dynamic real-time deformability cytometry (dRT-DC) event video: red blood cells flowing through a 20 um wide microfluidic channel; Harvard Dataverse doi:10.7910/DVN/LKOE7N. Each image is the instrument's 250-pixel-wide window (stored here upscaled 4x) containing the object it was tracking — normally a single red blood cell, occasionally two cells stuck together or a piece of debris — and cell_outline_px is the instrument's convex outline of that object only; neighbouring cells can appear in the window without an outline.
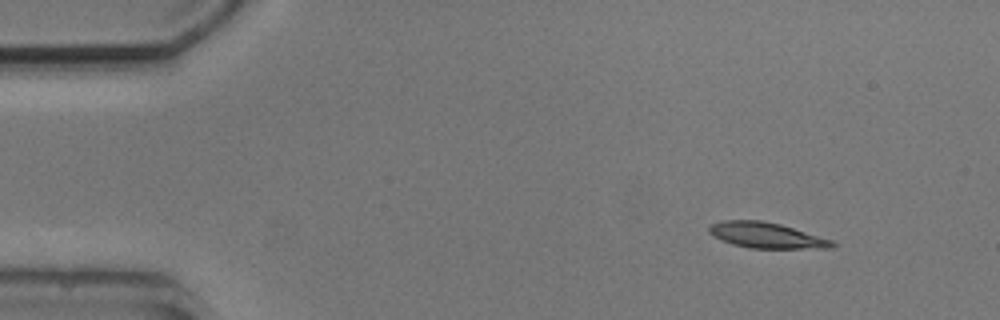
{"species": "common noctule bat (a hibernating species)", "species_latin": "Nyctalus noctula", "temperature_condition": "cold", "stored_images_in_passage": 5, "camera_frame_rate_fps": 3000, "um_per_image_px": 0.085, "animal": {"sex": "male", "body_mass_g": 20.5, "forearm_length_mm": 52.5}, "frame": {"image": 1, "passage_image": 1, "time_ms": 0.0, "image_size_px": [1000, 320], "cell_outline_px": [[836, 244], [832, 248], [748, 248], [732, 244], [720, 240], [712, 236], [708, 232], [708, 224], [720, 220], [760, 220], [780, 224], [832, 240]], "centroid_in_image_um": [65.06, 19.99], "position_along_channel_um": 19.9, "area_um2": 18.5}}
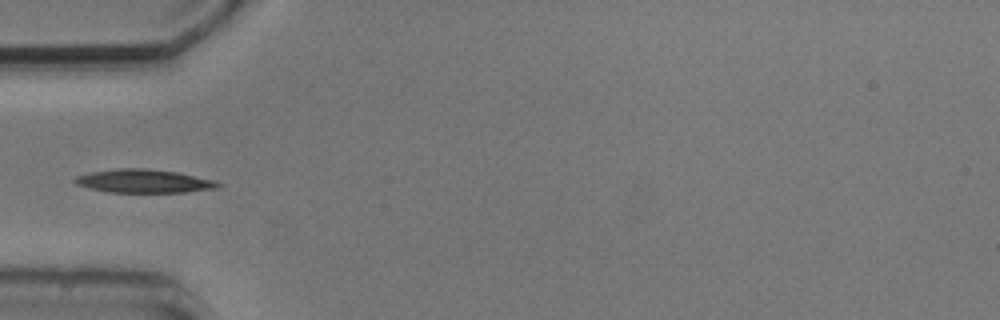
{"frame": {"image": 2, "passage_image": 4, "time_ms": 3.667, "image_size_px": [1000, 320], "cell_outline_px": [[224, 184], [220, 188], [184, 192], [108, 192], [88, 188], [76, 184], [72, 180], [76, 176], [92, 172], [120, 168], [144, 168], [176, 172], [216, 180]], "centroid_in_image_um": [12.27, 15.4], "position_along_channel_um": 72.7, "area_um2": 19.59}}